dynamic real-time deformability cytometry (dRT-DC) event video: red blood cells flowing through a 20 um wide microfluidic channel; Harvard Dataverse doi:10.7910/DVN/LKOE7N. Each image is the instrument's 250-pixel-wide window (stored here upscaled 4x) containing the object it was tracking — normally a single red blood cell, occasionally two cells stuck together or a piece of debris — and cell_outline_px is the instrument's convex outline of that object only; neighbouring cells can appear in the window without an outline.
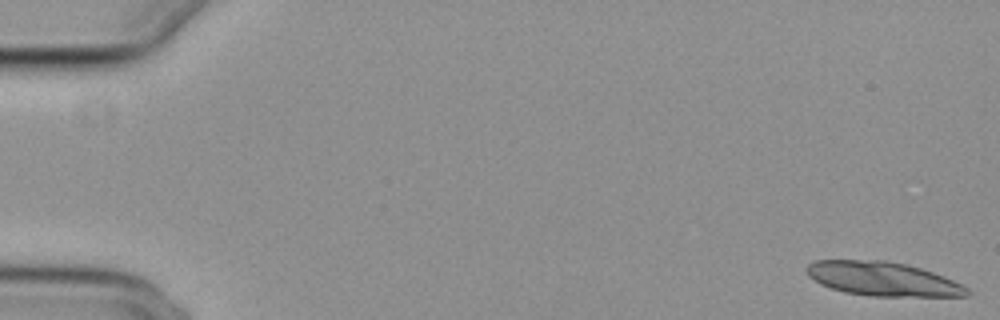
{"species": "common noctule bat (a hibernating species)", "species_latin": "Nyctalus noctula", "temperature_condition": "cold", "stored_images_in_passage": 16, "camera_frame_rate_fps": 3000, "um_per_image_px": 0.085, "animal": {"sex": "female", "body_mass_g": 29.2, "forearm_length_mm": 56.3}, "frame": {"image": 1, "passage_image": 1, "time_ms": 0.0, "image_size_px": [1000, 320], "cell_outline_px": [[972, 292], [968, 296], [872, 296], [844, 292], [820, 284], [808, 276], [804, 268], [812, 260], [884, 260], [904, 264], [920, 268], [944, 276], [964, 284]], "centroid_in_image_um": [75.03, 23.7], "position_along_channel_um": 10.0, "area_um2": 31.96}}